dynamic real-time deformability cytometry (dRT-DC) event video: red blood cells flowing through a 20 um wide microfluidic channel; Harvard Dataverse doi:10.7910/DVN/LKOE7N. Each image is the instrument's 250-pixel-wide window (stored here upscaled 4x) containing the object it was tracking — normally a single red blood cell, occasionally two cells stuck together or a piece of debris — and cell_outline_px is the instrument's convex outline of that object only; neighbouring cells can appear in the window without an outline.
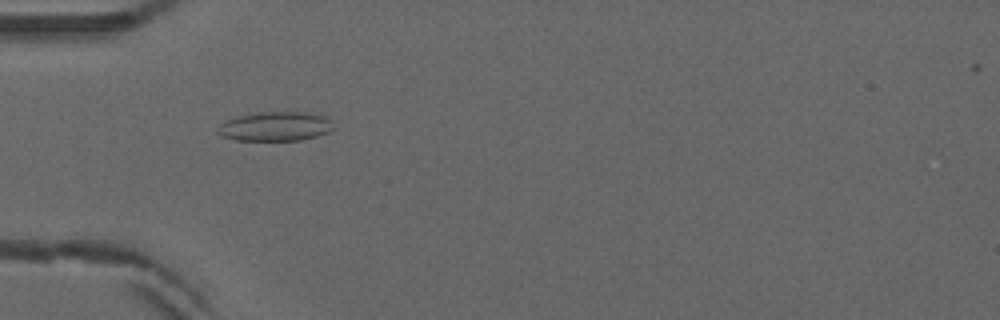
{"species": "common noctule bat (a hibernating species)", "species_latin": "Nyctalus noctula", "temperature_condition": "warm", "stored_images_in_passage": 53, "camera_frame_rate_fps": 3000, "um_per_image_px": 0.085, "animal": {"sex": "male", "forearm_length_mm": 52.5}, "frame": {"image": 1, "passage_image": 17, "time_ms": 5.333, "image_size_px": [1000, 320], "cell_outline_px": [[332, 132], [300, 140], [236, 140], [220, 136], [216, 132], [220, 124], [236, 116], [260, 112], [308, 112], [324, 116], [328, 120], [332, 128]], "centroid_in_image_um": [23.37, 10.75], "position_along_channel_um": 61.6, "area_um2": 19.65}}
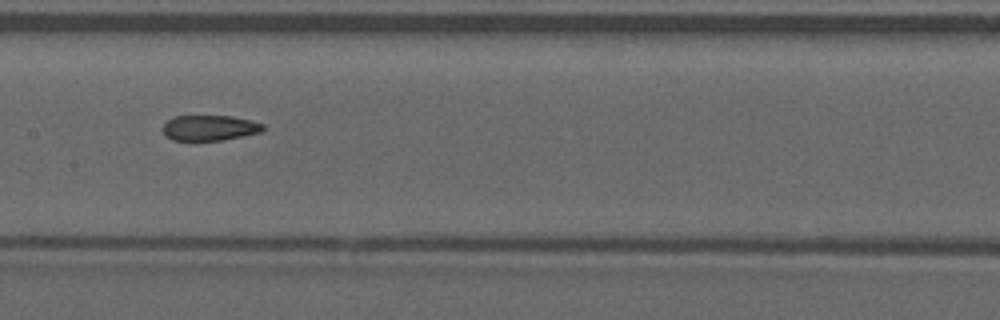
{"frame": {"image": 2, "passage_image": 27, "time_ms": 8.667, "image_size_px": [1000, 320], "cell_outline_px": [[264, 132], [224, 140], [172, 140], [164, 136], [164, 124], [172, 116], [232, 116], [264, 124]], "centroid_in_image_um": [17.83, 10.87], "position_along_channel_um": 189.6, "area_um2": 14.91}}
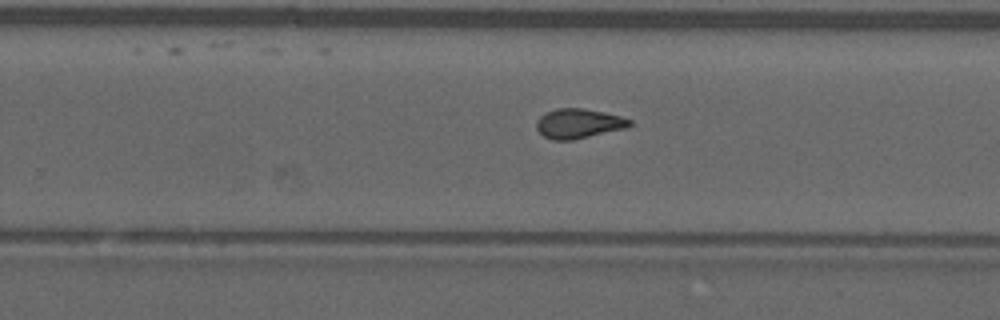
{"frame": {"image": 3, "passage_image": 34, "time_ms": 11.0, "image_size_px": [1000, 320], "cell_outline_px": [[632, 124], [624, 128], [572, 140], [552, 140], [544, 136], [536, 128], [536, 120], [544, 112], [556, 108], [584, 108], [604, 112], [620, 116], [632, 120]], "centroid_in_image_um": [49.13, 10.48], "position_along_channel_um": 280.7, "area_um2": 16.07}, "authors_computed_cell_mechanics": {"area_um2": 16.3574, "velocity_mm_per_s": 3.9191, "shape_relaxation_time_tau1_ms": null, "shape_relaxation_time_tau2_ms": 1.8346, "deformation_change_tau1": null, "deformation_change_tau2": 0.0825}}